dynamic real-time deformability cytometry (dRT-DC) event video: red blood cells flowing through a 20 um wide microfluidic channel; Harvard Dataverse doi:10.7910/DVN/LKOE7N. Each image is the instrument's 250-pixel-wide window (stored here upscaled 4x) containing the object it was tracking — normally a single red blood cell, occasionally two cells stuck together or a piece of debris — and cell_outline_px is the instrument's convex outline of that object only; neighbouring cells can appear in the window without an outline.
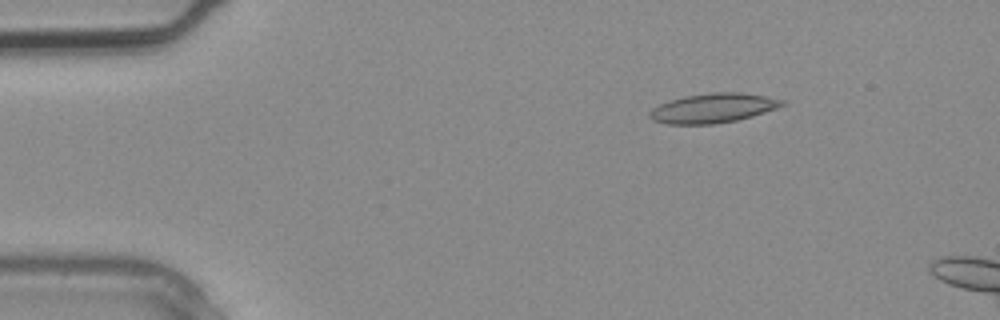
{"species": "common noctule bat (a hibernating species)", "species_latin": "Nyctalus noctula", "temperature_condition": "warm", "stored_images_in_passage": 4, "camera_frame_rate_fps": 3000, "um_per_image_px": 0.085, "animal": {"sex": "male", "body_mass_g": 20.4}, "frame": {"image": 1, "passage_image": 1, "time_ms": 0.0, "image_size_px": [1000, 320], "cell_outline_px": [[788, 104], [752, 116], [736, 120], [712, 124], [664, 124], [652, 120], [648, 116], [648, 112], [652, 108], [668, 100], [684, 96], [708, 92], [740, 92], [788, 100]], "centroid_in_image_um": [60.6, 9.18], "position_along_channel_um": 24.4, "area_um2": 23.0}}